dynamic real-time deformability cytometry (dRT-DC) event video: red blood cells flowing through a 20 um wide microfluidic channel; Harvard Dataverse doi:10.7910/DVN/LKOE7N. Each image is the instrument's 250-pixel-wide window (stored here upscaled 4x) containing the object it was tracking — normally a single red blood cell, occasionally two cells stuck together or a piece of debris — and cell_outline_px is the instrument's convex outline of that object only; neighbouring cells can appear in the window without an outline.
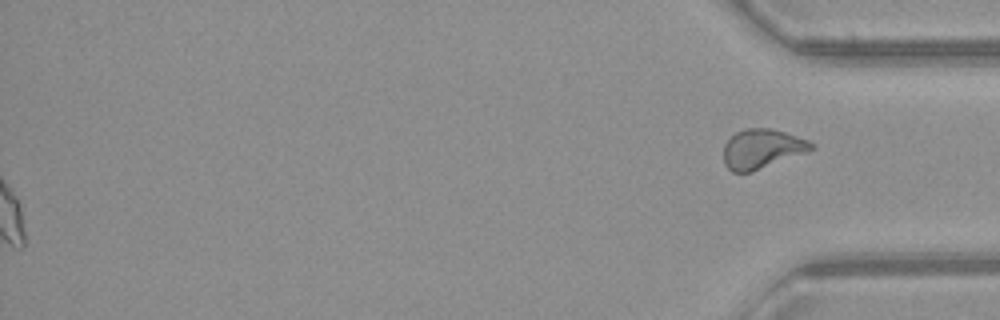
{"species": "common noctule bat (a hibernating species)", "species_latin": "Nyctalus noctula", "temperature_condition": "warm", "stored_images_in_passage": 52, "segment_of_instrument_passage": [2, 2], "camera_frame_rate_fps": 3000, "um_per_image_px": 0.085, "animal": {"sex": "female", "body_mass_g": 21.9}, "frame": {"image": 1, "passage_image": 52, "time_ms": 17.0, "image_size_px": [1000, 320], "cell_outline_px": [[816, 148], [808, 152], [752, 172], [732, 172], [724, 164], [724, 144], [736, 132], [744, 128], [772, 128], [808, 140], [816, 144]], "centroid_in_image_um": [64.79, 12.65], "position_along_channel_um": 370.4, "area_um2": 20.35}}